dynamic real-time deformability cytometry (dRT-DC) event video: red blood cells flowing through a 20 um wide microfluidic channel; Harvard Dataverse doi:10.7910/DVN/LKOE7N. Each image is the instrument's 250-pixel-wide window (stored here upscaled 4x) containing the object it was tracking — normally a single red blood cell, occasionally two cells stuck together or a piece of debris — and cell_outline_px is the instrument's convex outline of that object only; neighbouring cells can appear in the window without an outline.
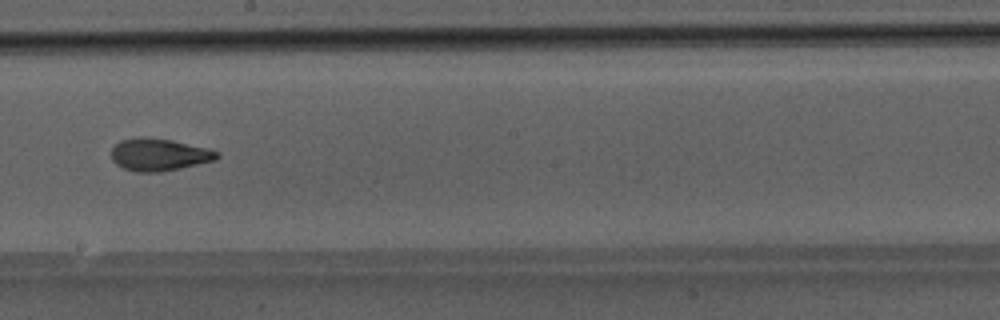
{"species": "Egyptian fruit bat (a non-hibernating species)", "species_latin": "Rousettus aegyptiacus", "temperature_condition": "room temperature", "stored_images_in_passage": 37, "camera_frame_rate_fps": 3000, "um_per_image_px": 0.085, "animal": {"sex": "male"}, "frame": {"image": 1, "passage_image": 16, "time_ms": 5.0, "image_size_px": [1000, 320], "cell_outline_px": [[220, 156], [216, 160], [180, 168], [160, 172], [136, 172], [124, 168], [116, 164], [112, 160], [112, 148], [120, 140], [140, 136], [144, 136], [172, 140], [208, 148], [220, 152]], "centroid_in_image_um": [13.53, 13.13], "position_along_channel_um": 234.7, "area_um2": 20.06}}
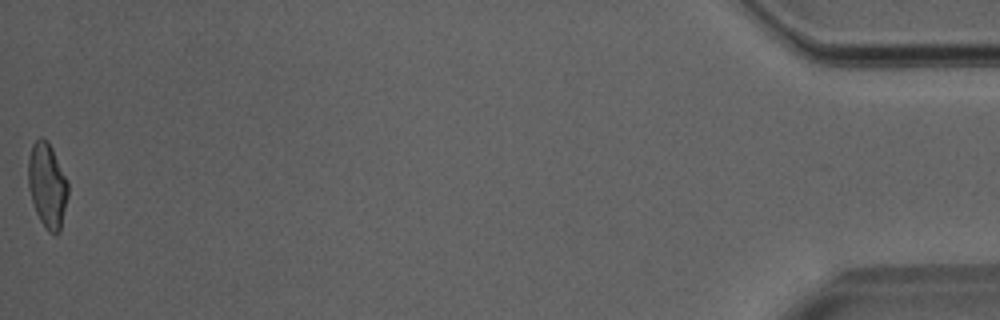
{"frame": {"image": 2, "passage_image": 37, "time_ms": 12.0, "image_size_px": [1000, 320], "cell_outline_px": [[68, 196], [60, 232], [56, 236], [48, 232], [40, 220], [36, 212], [28, 188], [28, 160], [32, 144], [40, 136], [48, 140], [68, 180]], "centroid_in_image_um": [4.03, 15.76], "position_along_channel_um": 431.2, "area_um2": 19.94}}